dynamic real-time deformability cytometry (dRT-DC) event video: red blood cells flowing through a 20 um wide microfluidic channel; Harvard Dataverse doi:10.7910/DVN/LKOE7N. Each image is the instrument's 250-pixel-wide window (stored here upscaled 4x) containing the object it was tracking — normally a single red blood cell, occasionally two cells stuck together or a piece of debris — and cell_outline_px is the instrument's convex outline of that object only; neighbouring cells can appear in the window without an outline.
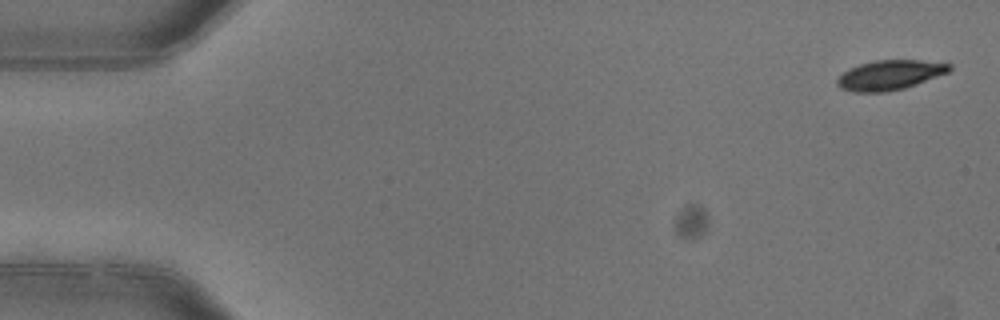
{"species": "common noctule bat (a hibernating species)", "species_latin": "Nyctalus noctula", "temperature_condition": "warm", "stored_images_in_passage": 4, "camera_frame_rate_fps": 3000, "um_per_image_px": 0.085, "animal": {"sex": "female"}, "frame": {"image": 1, "passage_image": 1, "time_ms": 0.0, "image_size_px": [1000, 320], "cell_outline_px": [[952, 68], [948, 72], [916, 84], [904, 88], [888, 92], [852, 92], [840, 88], [836, 84], [836, 80], [848, 68], [860, 64], [876, 60], [920, 60], [952, 64]], "centroid_in_image_um": [75.61, 6.38], "position_along_channel_um": 9.4, "area_um2": 19.42}}
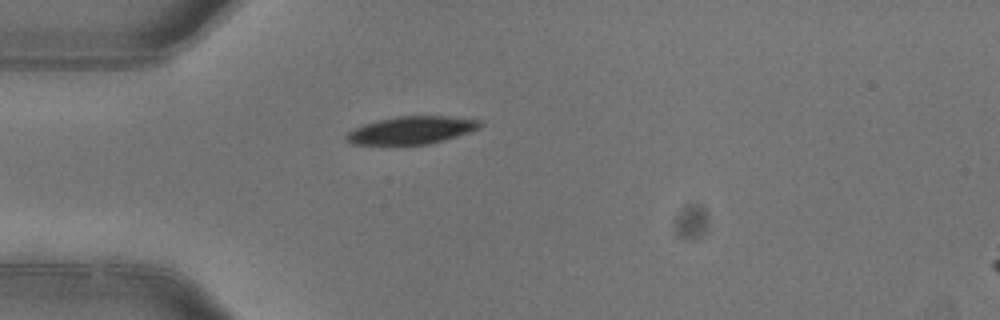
{"frame": {"image": 2, "passage_image": 4, "time_ms": 1.0, "image_size_px": [1000, 320], "cell_outline_px": [[484, 124], [480, 128], [456, 136], [428, 144], [352, 144], [344, 136], [348, 132], [364, 124], [380, 120], [400, 116], [448, 116], [480, 120]], "centroid_in_image_um": [35.01, 11.06], "position_along_channel_um": 50.0, "area_um2": 21.15}}